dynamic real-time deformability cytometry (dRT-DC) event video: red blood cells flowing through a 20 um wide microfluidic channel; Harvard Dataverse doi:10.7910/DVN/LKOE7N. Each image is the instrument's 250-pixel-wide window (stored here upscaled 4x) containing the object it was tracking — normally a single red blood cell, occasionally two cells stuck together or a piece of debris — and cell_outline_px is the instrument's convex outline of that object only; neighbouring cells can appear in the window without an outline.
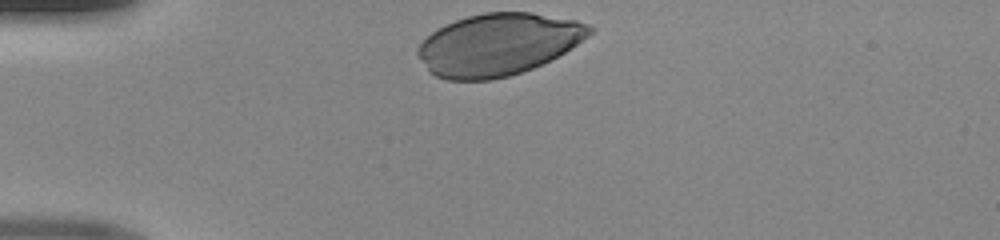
{"species": "human", "species_latin": "Homo sapiens", "temperature_condition": "room temperature", "stored_images_in_passage": 29, "camera_frame_rate_fps": 3000, "um_per_image_px": 0.085, "donor": {"sex": "male"}, "frame": {"image": 1, "passage_image": 1, "time_ms": 0.0, "image_size_px": [1000, 240], "cell_outline_px": [[596, 28], [588, 36], [552, 60], [532, 68], [508, 76], [492, 80], [448, 80], [436, 76], [428, 72], [416, 52], [416, 48], [432, 32], [456, 20], [468, 16], [484, 12], [532, 12], [576, 20], [588, 24]], "centroid_in_image_um": [42.35, 3.78], "position_along_channel_um": 42.6, "area_um2": 61.96}}